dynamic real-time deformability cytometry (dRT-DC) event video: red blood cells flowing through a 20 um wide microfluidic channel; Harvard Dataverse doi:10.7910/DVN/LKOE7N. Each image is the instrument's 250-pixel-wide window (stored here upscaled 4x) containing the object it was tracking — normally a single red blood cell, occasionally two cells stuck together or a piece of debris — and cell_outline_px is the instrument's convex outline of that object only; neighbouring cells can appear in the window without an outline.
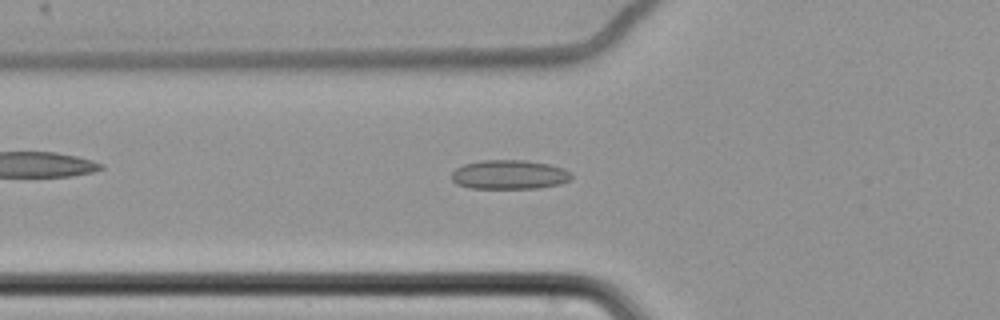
{"species": "common noctule bat (a hibernating species)", "species_latin": "Nyctalus noctula", "temperature_condition": "cold", "stored_images_in_passage": 48, "camera_frame_rate_fps": 3000, "um_per_image_px": 0.085, "animal": {"sex": "female", "body_mass_g": 22.7, "forearm_length_mm": 54.2}, "frame": {"image": 1, "passage_image": 10, "time_ms": 3.0, "image_size_px": [1000, 320], "cell_outline_px": [[572, 176], [568, 180], [560, 184], [540, 188], [468, 188], [456, 184], [452, 180], [452, 172], [456, 168], [464, 164], [484, 160], [524, 160], [548, 164], [564, 168], [572, 172]], "centroid_in_image_um": [43.29, 14.84], "position_along_channel_um": 82.5, "area_um2": 20.46}}
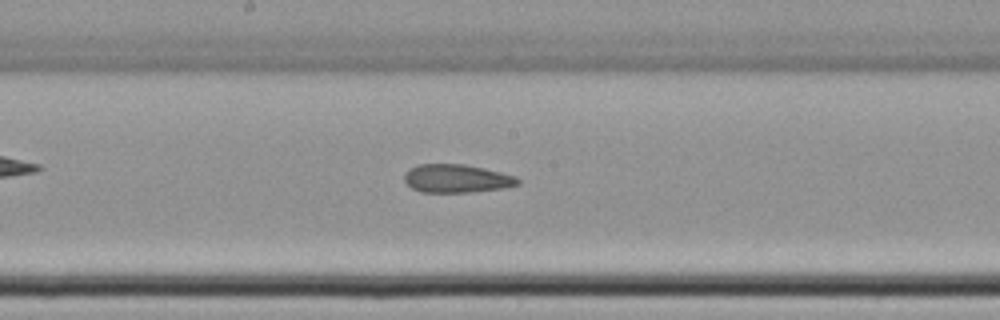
{"frame": {"image": 2, "passage_image": 21, "time_ms": 6.667, "image_size_px": [1000, 320], "cell_outline_px": [[520, 184], [508, 188], [468, 192], [420, 192], [412, 188], [404, 180], [404, 176], [408, 168], [416, 164], [464, 164], [484, 168], [516, 176], [520, 180]], "centroid_in_image_um": [38.83, 15.17], "position_along_channel_um": 209.4, "area_um2": 18.9}}
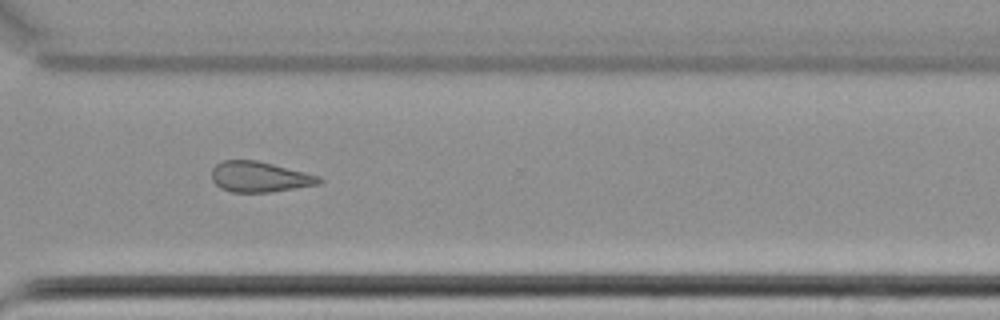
{"frame": {"image": 3, "passage_image": 33, "time_ms": 10.667, "image_size_px": [1000, 320], "cell_outline_px": [[324, 180], [320, 184], [272, 192], [232, 192], [220, 188], [212, 180], [212, 168], [216, 164], [224, 160], [256, 160], [320, 176]], "centroid_in_image_um": [22.07, 15.04], "position_along_channel_um": 348.5, "area_um2": 19.07}, "authors_computed_cell_mechanics": {"area_um2": 19.5364, "velocity_mm_per_s": 3.474, "shape_relaxation_time_tau1_ms": null, "shape_relaxation_time_tau2_ms": 6.6797, "deformation_change_tau1": null, "deformation_change_tau2": 0.1362}}